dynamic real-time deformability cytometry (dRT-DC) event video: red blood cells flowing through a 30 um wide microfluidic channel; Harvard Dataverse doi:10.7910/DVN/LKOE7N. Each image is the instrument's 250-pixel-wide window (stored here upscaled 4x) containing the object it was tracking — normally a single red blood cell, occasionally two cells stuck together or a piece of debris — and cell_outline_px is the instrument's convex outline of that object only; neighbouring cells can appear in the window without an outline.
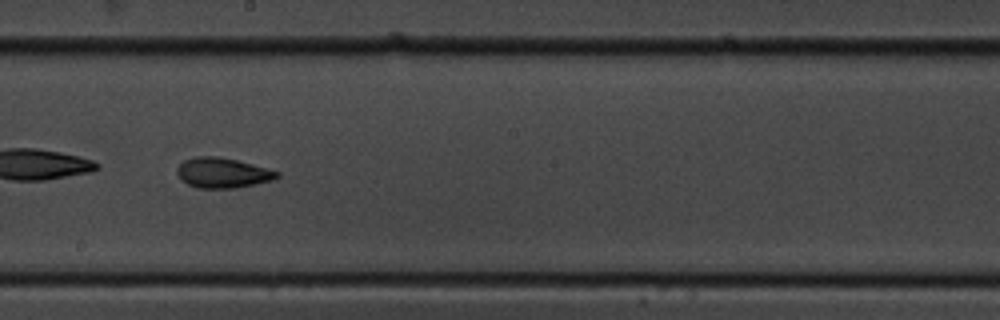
{"species": "common noctule bat (a hibernating species)", "species_latin": "Nyctalus noctula", "temperature_condition": "cold", "stored_images_in_passage": 41, "camera_frame_rate_fps": 3000, "um_per_image_px": 0.085, "animal": {"sex": "male", "body_mass_g": 19.5, "forearm_length_mm": 54.6}, "frame": {"image": 1, "passage_image": 18, "time_ms": 5.667, "image_size_px": [1000, 320], "cell_outline_px": [[280, 176], [272, 180], [256, 184], [236, 188], [200, 188], [188, 184], [180, 180], [176, 172], [176, 168], [184, 160], [196, 156], [216, 156], [236, 160], [252, 164], [280, 172]], "centroid_in_image_um": [18.9, 14.69], "position_along_channel_um": 229.3, "area_um2": 17.57}, "authors_computed_cell_mechanics": {"area_um2": 17.5134, "velocity_mm_per_s": 3.6223, "shape_relaxation_time_tau1_ms": 4.7516, "shape_relaxation_time_tau2_ms": 2.8215, "deformation_change_tau1": 0.135, "deformation_change_tau2": 0.0854}}